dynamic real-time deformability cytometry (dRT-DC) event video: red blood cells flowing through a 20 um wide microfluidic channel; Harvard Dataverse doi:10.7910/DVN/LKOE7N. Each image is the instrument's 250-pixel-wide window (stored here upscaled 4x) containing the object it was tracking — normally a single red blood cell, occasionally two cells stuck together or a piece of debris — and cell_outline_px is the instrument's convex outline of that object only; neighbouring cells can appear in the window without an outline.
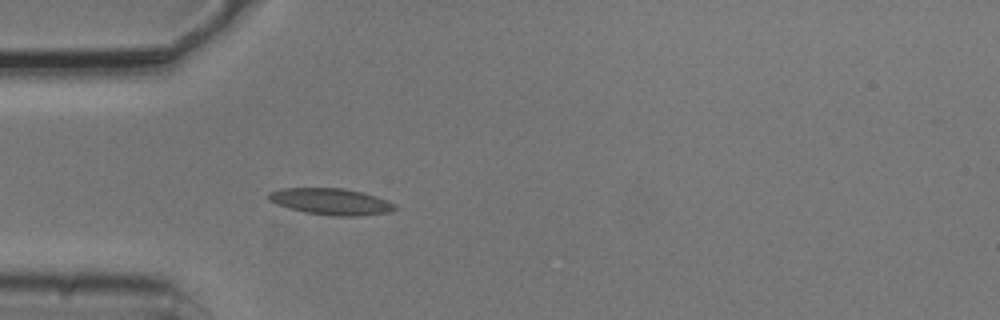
{"species": "common noctule bat (a hibernating species)", "species_latin": "Nyctalus noctula", "temperature_condition": "cold", "stored_images_in_passage": 1, "camera_frame_rate_fps": 3000, "um_per_image_px": 0.085, "animal": {"sex": "male", "body_mass_g": 20.5, "forearm_length_mm": 52.5}, "frame": {"image": 1, "passage_image": 1, "time_ms": 0.0, "image_size_px": [1000, 320], "cell_outline_px": [[396, 208], [392, 212], [356, 216], [332, 216], [304, 212], [276, 204], [268, 200], [268, 192], [280, 188], [344, 188], [364, 192], [388, 200], [396, 204]], "centroid_in_image_um": [28.15, 17.13], "position_along_channel_um": 56.9, "area_um2": 19.71}}